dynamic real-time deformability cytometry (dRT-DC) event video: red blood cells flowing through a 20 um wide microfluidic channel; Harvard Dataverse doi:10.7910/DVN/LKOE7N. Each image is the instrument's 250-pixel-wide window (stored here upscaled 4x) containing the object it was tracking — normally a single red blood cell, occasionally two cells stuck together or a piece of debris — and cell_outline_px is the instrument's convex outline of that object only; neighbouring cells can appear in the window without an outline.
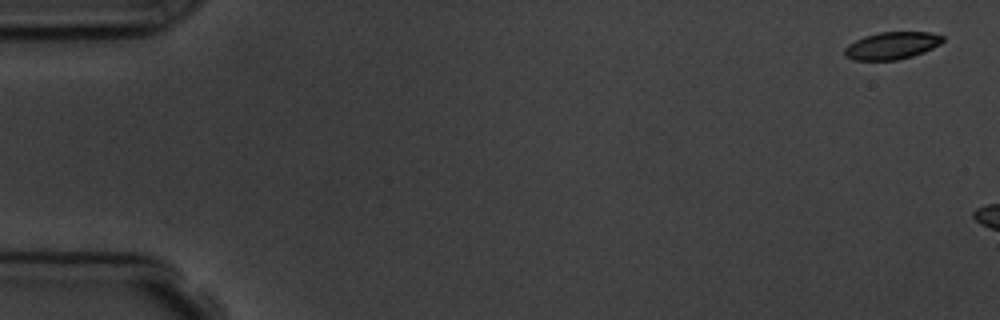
{"species": "common noctule bat (a hibernating species)", "species_latin": "Nyctalus noctula", "temperature_condition": "room temperature", "stored_images_in_passage": 3, "camera_frame_rate_fps": 3000, "um_per_image_px": 0.085, "animal": {"sex": "male", "body_mass_g": 19.5, "forearm_length_mm": 54.6}, "frame": {"image": 1, "passage_image": 1, "time_ms": 0.0, "image_size_px": [1000, 320], "cell_outline_px": [[944, 40], [940, 44], [924, 52], [912, 56], [896, 60], [856, 60], [844, 56], [844, 48], [848, 44], [864, 36], [880, 32], [932, 32], [944, 36]], "centroid_in_image_um": [75.81, 3.87], "position_along_channel_um": 9.2, "area_um2": 15.66}}